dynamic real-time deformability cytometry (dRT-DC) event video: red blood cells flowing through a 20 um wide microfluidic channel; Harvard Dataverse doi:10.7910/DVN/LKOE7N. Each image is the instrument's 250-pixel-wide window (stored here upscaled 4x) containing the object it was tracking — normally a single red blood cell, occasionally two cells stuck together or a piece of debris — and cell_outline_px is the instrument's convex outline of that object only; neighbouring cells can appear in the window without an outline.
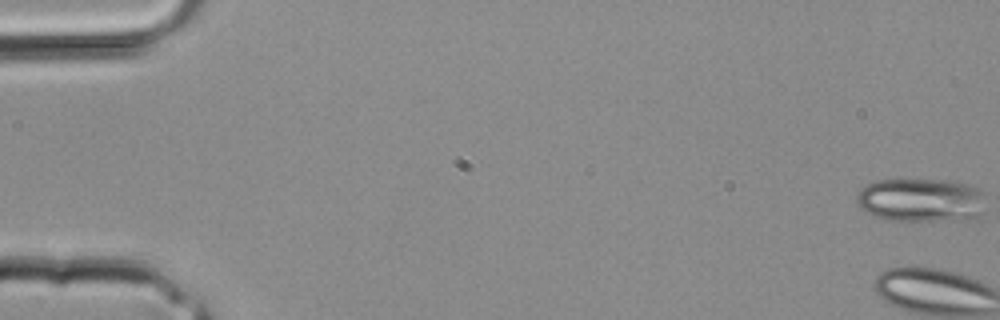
{"species": "common noctule bat (a hibernating species)", "species_latin": "Nyctalus noctula", "temperature_condition": "room temperature", "stored_images_in_passage": 37, "camera_frame_rate_fps": 3000, "um_per_image_px": 0.085, "animal": {"sex": "male", "body_mass_g": 20.4}, "frame": {"image": 1, "passage_image": 1, "time_ms": 0.0, "image_size_px": [1000, 320], "cell_outline_px": [[984, 212], [980, 220], [884, 220], [860, 208], [856, 200], [856, 196], [860, 188], [876, 180], [944, 180], [968, 184], [980, 188], [984, 192]], "centroid_in_image_um": [78.36, 17.02], "position_along_channel_um": 6.6, "area_um2": 33.41}}